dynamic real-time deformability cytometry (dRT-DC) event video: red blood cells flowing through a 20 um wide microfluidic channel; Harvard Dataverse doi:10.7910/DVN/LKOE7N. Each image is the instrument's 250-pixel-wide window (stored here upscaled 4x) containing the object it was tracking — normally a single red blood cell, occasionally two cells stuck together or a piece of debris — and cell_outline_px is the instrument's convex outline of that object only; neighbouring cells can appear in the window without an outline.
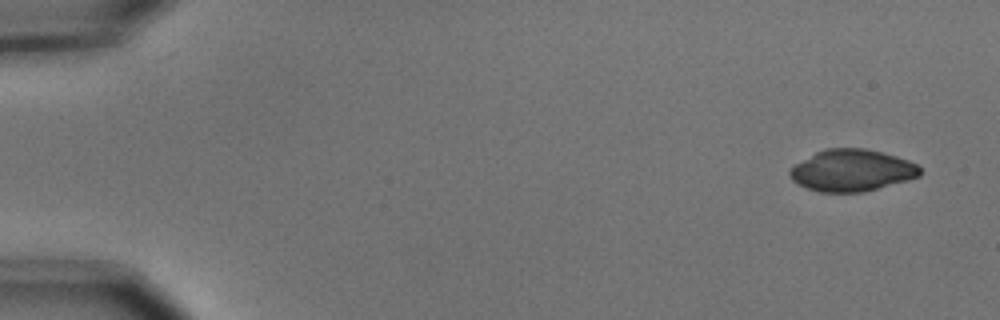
{"species": "common noctule bat (a hibernating species)", "species_latin": "Nyctalus noctula", "temperature_condition": "cold", "stored_images_in_passage": 6, "camera_frame_rate_fps": 3000, "um_per_image_px": 0.085, "animal": {"sex": "male", "body_mass_g": 15.6}, "frame": {"image": 1, "passage_image": 1, "time_ms": 0.0, "image_size_px": [1000, 320], "cell_outline_px": [[920, 176], [908, 180], [864, 192], [820, 192], [808, 188], [792, 180], [788, 172], [796, 164], [816, 152], [824, 148], [864, 148], [896, 156], [908, 160], [916, 164], [920, 168]], "centroid_in_image_um": [72.42, 14.48], "position_along_channel_um": 12.6, "area_um2": 31.44}}